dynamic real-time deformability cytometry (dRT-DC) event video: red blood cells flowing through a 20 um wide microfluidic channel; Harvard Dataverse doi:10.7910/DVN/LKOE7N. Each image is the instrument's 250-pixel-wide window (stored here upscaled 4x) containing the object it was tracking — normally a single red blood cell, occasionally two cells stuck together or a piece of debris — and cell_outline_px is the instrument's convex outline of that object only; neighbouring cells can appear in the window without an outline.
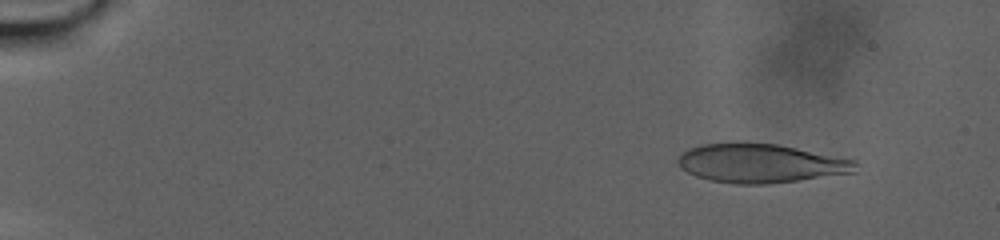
{"species": "human", "species_latin": "Homo sapiens", "temperature_condition": "warm", "stored_images_in_passage": 96, "camera_frame_rate_fps": 3000, "um_per_image_px": 0.085, "donor": {"sex": "male"}, "frame": {"image": 1, "passage_image": 4, "time_ms": 1.0, "image_size_px": [1000, 240], "cell_outline_px": [[856, 172], [768, 184], [736, 184], [712, 180], [696, 176], [680, 168], [676, 160], [688, 148], [704, 144], [744, 140], [776, 144], [856, 160]], "centroid_in_image_um": [64.61, 13.85], "position_along_channel_um": 20.4, "area_um2": 40.52}}
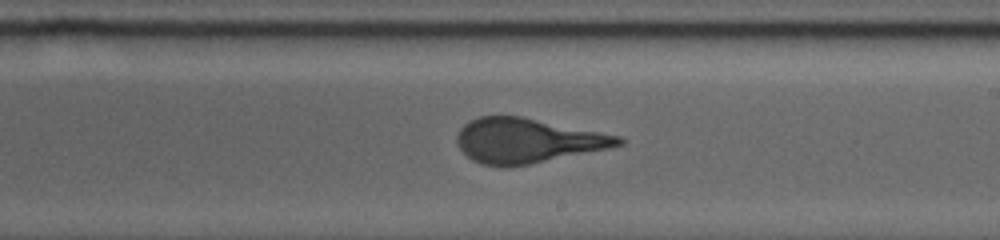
{"frame": {"image": 2, "passage_image": 57, "time_ms": 18.667, "image_size_px": [1000, 240], "cell_outline_px": [[624, 144], [608, 148], [528, 164], [504, 168], [480, 164], [472, 160], [460, 148], [456, 140], [456, 136], [460, 128], [464, 124], [480, 116], [520, 116], [620, 136], [624, 140]], "centroid_in_image_um": [44.78, 11.96], "position_along_channel_um": 244.2, "area_um2": 41.62}}
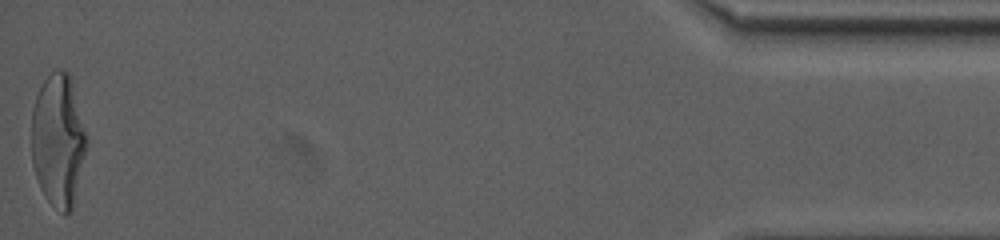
{"frame": {"image": 3, "passage_image": 96, "time_ms": 31.667, "image_size_px": [1000, 240], "cell_outline_px": [[88, 148], [72, 208], [64, 216], [44, 196], [40, 188], [32, 164], [32, 108], [36, 96], [44, 80], [56, 68], [60, 68], [68, 72], [88, 144]], "centroid_in_image_um": [4.93, 11.97], "position_along_channel_um": 430.3, "area_um2": 42.25}, "authors_computed_cell_mechanics": {"area_um2": 41.8761, "velocity_mm_per_s": 2.0561, "shape_relaxation_time_tau1_ms": 10.8909, "shape_relaxation_time_tau2_ms": null, "deformation_change_tau1": 0.2892, "deformation_change_tau2": null}}